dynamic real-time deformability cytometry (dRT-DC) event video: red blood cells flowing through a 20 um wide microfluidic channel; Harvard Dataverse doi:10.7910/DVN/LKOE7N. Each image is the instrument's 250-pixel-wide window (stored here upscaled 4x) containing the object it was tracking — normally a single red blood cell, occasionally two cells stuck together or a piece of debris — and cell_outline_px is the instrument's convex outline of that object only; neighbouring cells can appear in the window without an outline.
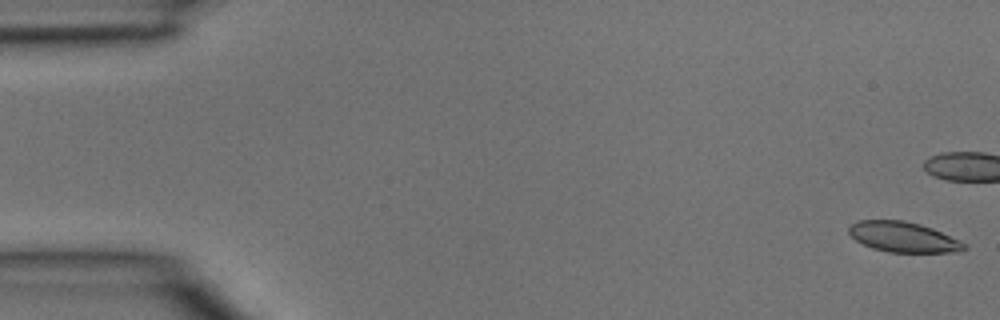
{"species": "common noctule bat (a hibernating species)", "species_latin": "Nyctalus noctula", "temperature_condition": "room temperature", "stored_images_in_passage": 2, "camera_frame_rate_fps": 3000, "um_per_image_px": 0.085, "animal": {"sex": "male", "body_mass_g": 15.6}, "frame": {"image": 1, "passage_image": 2, "time_ms": 0.333, "image_size_px": [1000, 320], "cell_outline_px": [[968, 248], [960, 252], [888, 252], [872, 248], [856, 240], [848, 232], [848, 228], [856, 220], [904, 220], [920, 224], [932, 228], [960, 240]], "centroid_in_image_um": [76.78, 20.14], "position_along_channel_um": 8.2, "area_um2": 20.35}}